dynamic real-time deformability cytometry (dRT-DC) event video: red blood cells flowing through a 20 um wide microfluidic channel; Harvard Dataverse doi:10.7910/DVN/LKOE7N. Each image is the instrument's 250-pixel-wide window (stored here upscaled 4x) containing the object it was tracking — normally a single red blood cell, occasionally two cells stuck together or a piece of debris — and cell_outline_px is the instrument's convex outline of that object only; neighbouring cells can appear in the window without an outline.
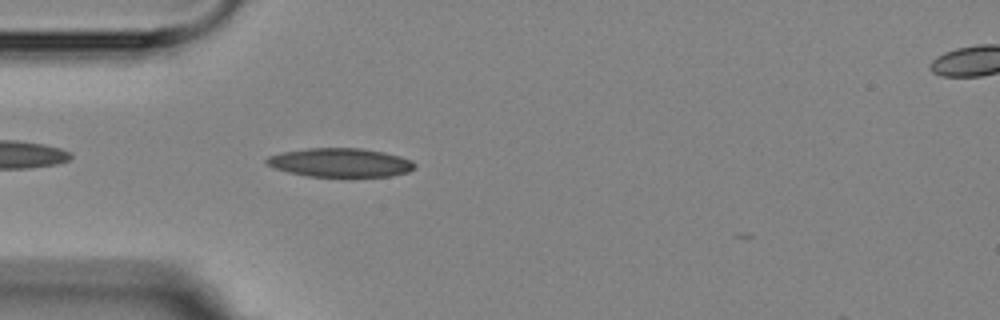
{"species": "Egyptian fruit bat (a non-hibernating species)", "species_latin": "Rousettus aegyptiacus", "temperature_condition": "room temperature", "stored_images_in_passage": 6, "camera_frame_rate_fps": 3000, "um_per_image_px": 0.085, "animal": {"sex": "female"}, "frame": {"image": 1, "passage_image": 5, "time_ms": 4.667, "image_size_px": [1000, 320], "cell_outline_px": [[416, 168], [408, 172], [392, 176], [308, 176], [288, 172], [272, 168], [264, 164], [264, 160], [268, 156], [280, 152], [308, 148], [360, 148], [384, 152], [400, 156], [412, 160], [416, 164]], "centroid_in_image_um": [28.89, 13.81], "position_along_channel_um": 56.1, "area_um2": 25.09}}